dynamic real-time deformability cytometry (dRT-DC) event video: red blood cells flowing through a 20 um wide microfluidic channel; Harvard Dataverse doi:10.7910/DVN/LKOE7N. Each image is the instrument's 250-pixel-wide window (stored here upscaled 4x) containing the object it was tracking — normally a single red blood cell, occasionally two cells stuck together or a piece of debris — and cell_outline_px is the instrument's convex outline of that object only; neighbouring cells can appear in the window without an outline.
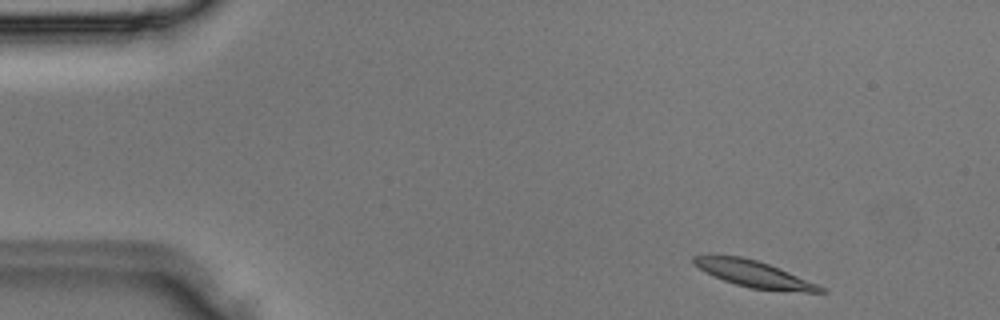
{"species": "Egyptian fruit bat (a non-hibernating species)", "species_latin": "Rousettus aegyptiacus", "temperature_condition": "room temperature", "stored_images_in_passage": 4, "camera_frame_rate_fps": 3000, "um_per_image_px": 0.085, "animal": {"sex": "male"}, "frame": {"image": 1, "passage_image": 4, "time_ms": 1.0, "image_size_px": [1000, 320], "cell_outline_px": [[828, 292], [804, 292], [752, 288], [736, 284], [724, 280], [692, 264], [692, 256], [740, 256], [756, 260], [768, 264], [788, 272], [816, 284], [824, 288]], "centroid_in_image_um": [64.09, 23.29], "position_along_channel_um": 20.9, "area_um2": 18.79}}